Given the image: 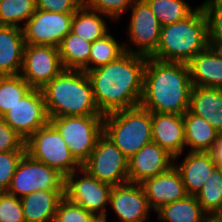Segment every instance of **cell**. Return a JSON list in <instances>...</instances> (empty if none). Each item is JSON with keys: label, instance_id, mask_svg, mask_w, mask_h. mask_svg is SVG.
Returning <instances> with one entry per match:
<instances>
[{"label": "cell", "instance_id": "6da1fadb", "mask_svg": "<svg viewBox=\"0 0 222 222\" xmlns=\"http://www.w3.org/2000/svg\"><path fill=\"white\" fill-rule=\"evenodd\" d=\"M146 62V56L125 52L107 65L87 72L103 115L139 106Z\"/></svg>", "mask_w": 222, "mask_h": 222}, {"label": "cell", "instance_id": "7a4b0ae2", "mask_svg": "<svg viewBox=\"0 0 222 222\" xmlns=\"http://www.w3.org/2000/svg\"><path fill=\"white\" fill-rule=\"evenodd\" d=\"M192 89L188 64L147 57L139 106L154 113L183 115L189 110Z\"/></svg>", "mask_w": 222, "mask_h": 222}, {"label": "cell", "instance_id": "3957f363", "mask_svg": "<svg viewBox=\"0 0 222 222\" xmlns=\"http://www.w3.org/2000/svg\"><path fill=\"white\" fill-rule=\"evenodd\" d=\"M41 91L49 119L103 115L95 102L91 81L83 70L63 69Z\"/></svg>", "mask_w": 222, "mask_h": 222}, {"label": "cell", "instance_id": "277c9868", "mask_svg": "<svg viewBox=\"0 0 222 222\" xmlns=\"http://www.w3.org/2000/svg\"><path fill=\"white\" fill-rule=\"evenodd\" d=\"M184 20L161 26L156 51L160 61L188 63L209 45L207 18L201 5Z\"/></svg>", "mask_w": 222, "mask_h": 222}, {"label": "cell", "instance_id": "5b68a950", "mask_svg": "<svg viewBox=\"0 0 222 222\" xmlns=\"http://www.w3.org/2000/svg\"><path fill=\"white\" fill-rule=\"evenodd\" d=\"M103 134L129 159L152 142L151 112L137 106L104 115Z\"/></svg>", "mask_w": 222, "mask_h": 222}, {"label": "cell", "instance_id": "8992f818", "mask_svg": "<svg viewBox=\"0 0 222 222\" xmlns=\"http://www.w3.org/2000/svg\"><path fill=\"white\" fill-rule=\"evenodd\" d=\"M25 147L26 153L32 158L52 167L64 177L82 168L50 122L34 132L25 141Z\"/></svg>", "mask_w": 222, "mask_h": 222}, {"label": "cell", "instance_id": "52a82bcc", "mask_svg": "<svg viewBox=\"0 0 222 222\" xmlns=\"http://www.w3.org/2000/svg\"><path fill=\"white\" fill-rule=\"evenodd\" d=\"M104 115L63 116L51 118L71 154L82 165L91 155L103 134Z\"/></svg>", "mask_w": 222, "mask_h": 222}, {"label": "cell", "instance_id": "ba28073f", "mask_svg": "<svg viewBox=\"0 0 222 222\" xmlns=\"http://www.w3.org/2000/svg\"><path fill=\"white\" fill-rule=\"evenodd\" d=\"M79 174L81 176L75 171L65 177L64 196L92 213L99 220L107 222L105 206L109 205L113 186L90 176L82 168L79 170Z\"/></svg>", "mask_w": 222, "mask_h": 222}, {"label": "cell", "instance_id": "9c48e42d", "mask_svg": "<svg viewBox=\"0 0 222 222\" xmlns=\"http://www.w3.org/2000/svg\"><path fill=\"white\" fill-rule=\"evenodd\" d=\"M90 176L112 186L129 182L128 158L102 134L89 158L82 164Z\"/></svg>", "mask_w": 222, "mask_h": 222}, {"label": "cell", "instance_id": "30bf717a", "mask_svg": "<svg viewBox=\"0 0 222 222\" xmlns=\"http://www.w3.org/2000/svg\"><path fill=\"white\" fill-rule=\"evenodd\" d=\"M65 177L25 153L21 158L7 192L22 198L38 190H64Z\"/></svg>", "mask_w": 222, "mask_h": 222}, {"label": "cell", "instance_id": "8fae6325", "mask_svg": "<svg viewBox=\"0 0 222 222\" xmlns=\"http://www.w3.org/2000/svg\"><path fill=\"white\" fill-rule=\"evenodd\" d=\"M59 49L50 45L26 44L20 76L33 89H42L62 70Z\"/></svg>", "mask_w": 222, "mask_h": 222}, {"label": "cell", "instance_id": "7c38bea8", "mask_svg": "<svg viewBox=\"0 0 222 222\" xmlns=\"http://www.w3.org/2000/svg\"><path fill=\"white\" fill-rule=\"evenodd\" d=\"M2 119L26 141L50 122L41 89H32Z\"/></svg>", "mask_w": 222, "mask_h": 222}, {"label": "cell", "instance_id": "4fadbf2b", "mask_svg": "<svg viewBox=\"0 0 222 222\" xmlns=\"http://www.w3.org/2000/svg\"><path fill=\"white\" fill-rule=\"evenodd\" d=\"M128 34L130 43L137 45V50L124 45L125 52L150 57L158 46L161 25L145 0H137L131 7Z\"/></svg>", "mask_w": 222, "mask_h": 222}, {"label": "cell", "instance_id": "5bb4252c", "mask_svg": "<svg viewBox=\"0 0 222 222\" xmlns=\"http://www.w3.org/2000/svg\"><path fill=\"white\" fill-rule=\"evenodd\" d=\"M73 14L36 9L22 27L25 44L58 47L62 39L71 32Z\"/></svg>", "mask_w": 222, "mask_h": 222}, {"label": "cell", "instance_id": "9a60e30c", "mask_svg": "<svg viewBox=\"0 0 222 222\" xmlns=\"http://www.w3.org/2000/svg\"><path fill=\"white\" fill-rule=\"evenodd\" d=\"M109 205L120 222H146L150 206L141 184L127 182L112 187Z\"/></svg>", "mask_w": 222, "mask_h": 222}, {"label": "cell", "instance_id": "2e32d148", "mask_svg": "<svg viewBox=\"0 0 222 222\" xmlns=\"http://www.w3.org/2000/svg\"><path fill=\"white\" fill-rule=\"evenodd\" d=\"M174 157L158 144L151 142L128 159V179L130 183H143L146 179L168 171Z\"/></svg>", "mask_w": 222, "mask_h": 222}, {"label": "cell", "instance_id": "e0dca14e", "mask_svg": "<svg viewBox=\"0 0 222 222\" xmlns=\"http://www.w3.org/2000/svg\"><path fill=\"white\" fill-rule=\"evenodd\" d=\"M152 142L178 160L185 148L183 115L151 112Z\"/></svg>", "mask_w": 222, "mask_h": 222}, {"label": "cell", "instance_id": "ac0fdd59", "mask_svg": "<svg viewBox=\"0 0 222 222\" xmlns=\"http://www.w3.org/2000/svg\"><path fill=\"white\" fill-rule=\"evenodd\" d=\"M141 185L151 210L155 212L162 206L184 199L188 195L182 177L175 166L165 173L146 179Z\"/></svg>", "mask_w": 222, "mask_h": 222}, {"label": "cell", "instance_id": "d6986e66", "mask_svg": "<svg viewBox=\"0 0 222 222\" xmlns=\"http://www.w3.org/2000/svg\"><path fill=\"white\" fill-rule=\"evenodd\" d=\"M187 64L193 86L222 88V49L209 46Z\"/></svg>", "mask_w": 222, "mask_h": 222}, {"label": "cell", "instance_id": "ffe728a7", "mask_svg": "<svg viewBox=\"0 0 222 222\" xmlns=\"http://www.w3.org/2000/svg\"><path fill=\"white\" fill-rule=\"evenodd\" d=\"M25 45L22 28L0 25V76L20 74Z\"/></svg>", "mask_w": 222, "mask_h": 222}, {"label": "cell", "instance_id": "44dd1931", "mask_svg": "<svg viewBox=\"0 0 222 222\" xmlns=\"http://www.w3.org/2000/svg\"><path fill=\"white\" fill-rule=\"evenodd\" d=\"M175 168L179 171L188 195L196 196L211 172L215 162L209 152H188Z\"/></svg>", "mask_w": 222, "mask_h": 222}, {"label": "cell", "instance_id": "7402d4cb", "mask_svg": "<svg viewBox=\"0 0 222 222\" xmlns=\"http://www.w3.org/2000/svg\"><path fill=\"white\" fill-rule=\"evenodd\" d=\"M64 190H38L20 198L25 222H54Z\"/></svg>", "mask_w": 222, "mask_h": 222}, {"label": "cell", "instance_id": "603a6c76", "mask_svg": "<svg viewBox=\"0 0 222 222\" xmlns=\"http://www.w3.org/2000/svg\"><path fill=\"white\" fill-rule=\"evenodd\" d=\"M189 110L222 132V88L193 86Z\"/></svg>", "mask_w": 222, "mask_h": 222}, {"label": "cell", "instance_id": "cb8c5ba5", "mask_svg": "<svg viewBox=\"0 0 222 222\" xmlns=\"http://www.w3.org/2000/svg\"><path fill=\"white\" fill-rule=\"evenodd\" d=\"M185 147L190 152H209L217 139L218 132L203 118L187 110L183 114Z\"/></svg>", "mask_w": 222, "mask_h": 222}, {"label": "cell", "instance_id": "d4e9b609", "mask_svg": "<svg viewBox=\"0 0 222 222\" xmlns=\"http://www.w3.org/2000/svg\"><path fill=\"white\" fill-rule=\"evenodd\" d=\"M158 219L164 222H205L209 215L198 203L196 196L168 203L156 211Z\"/></svg>", "mask_w": 222, "mask_h": 222}, {"label": "cell", "instance_id": "484cf974", "mask_svg": "<svg viewBox=\"0 0 222 222\" xmlns=\"http://www.w3.org/2000/svg\"><path fill=\"white\" fill-rule=\"evenodd\" d=\"M102 15L82 4L73 14L71 32L91 43L102 38L109 32Z\"/></svg>", "mask_w": 222, "mask_h": 222}, {"label": "cell", "instance_id": "4316f807", "mask_svg": "<svg viewBox=\"0 0 222 222\" xmlns=\"http://www.w3.org/2000/svg\"><path fill=\"white\" fill-rule=\"evenodd\" d=\"M92 43L69 32L58 46L64 69L82 70L89 61Z\"/></svg>", "mask_w": 222, "mask_h": 222}, {"label": "cell", "instance_id": "83f0119b", "mask_svg": "<svg viewBox=\"0 0 222 222\" xmlns=\"http://www.w3.org/2000/svg\"><path fill=\"white\" fill-rule=\"evenodd\" d=\"M125 53L124 44L119 43L109 32L92 42L88 64L82 69L86 73L107 65Z\"/></svg>", "mask_w": 222, "mask_h": 222}, {"label": "cell", "instance_id": "f1b7e54d", "mask_svg": "<svg viewBox=\"0 0 222 222\" xmlns=\"http://www.w3.org/2000/svg\"><path fill=\"white\" fill-rule=\"evenodd\" d=\"M151 7L161 26L184 20L197 7H191L185 0H145Z\"/></svg>", "mask_w": 222, "mask_h": 222}, {"label": "cell", "instance_id": "f546056e", "mask_svg": "<svg viewBox=\"0 0 222 222\" xmlns=\"http://www.w3.org/2000/svg\"><path fill=\"white\" fill-rule=\"evenodd\" d=\"M196 199L209 216H218L222 211V173L216 168L197 193Z\"/></svg>", "mask_w": 222, "mask_h": 222}, {"label": "cell", "instance_id": "4dcf8cb0", "mask_svg": "<svg viewBox=\"0 0 222 222\" xmlns=\"http://www.w3.org/2000/svg\"><path fill=\"white\" fill-rule=\"evenodd\" d=\"M32 89L20 75L0 76V118Z\"/></svg>", "mask_w": 222, "mask_h": 222}, {"label": "cell", "instance_id": "1f68e13d", "mask_svg": "<svg viewBox=\"0 0 222 222\" xmlns=\"http://www.w3.org/2000/svg\"><path fill=\"white\" fill-rule=\"evenodd\" d=\"M36 12V0H2L0 2V25L22 28Z\"/></svg>", "mask_w": 222, "mask_h": 222}, {"label": "cell", "instance_id": "d6a6232c", "mask_svg": "<svg viewBox=\"0 0 222 222\" xmlns=\"http://www.w3.org/2000/svg\"><path fill=\"white\" fill-rule=\"evenodd\" d=\"M201 7L207 18L209 45L222 49V0H205Z\"/></svg>", "mask_w": 222, "mask_h": 222}, {"label": "cell", "instance_id": "836d02e7", "mask_svg": "<svg viewBox=\"0 0 222 222\" xmlns=\"http://www.w3.org/2000/svg\"><path fill=\"white\" fill-rule=\"evenodd\" d=\"M92 213L76 203L69 201L65 196L59 201L54 222H98Z\"/></svg>", "mask_w": 222, "mask_h": 222}, {"label": "cell", "instance_id": "e575fe53", "mask_svg": "<svg viewBox=\"0 0 222 222\" xmlns=\"http://www.w3.org/2000/svg\"><path fill=\"white\" fill-rule=\"evenodd\" d=\"M137 0H83V4L103 16L119 20Z\"/></svg>", "mask_w": 222, "mask_h": 222}, {"label": "cell", "instance_id": "d590c367", "mask_svg": "<svg viewBox=\"0 0 222 222\" xmlns=\"http://www.w3.org/2000/svg\"><path fill=\"white\" fill-rule=\"evenodd\" d=\"M26 151L0 152V192H7L17 166Z\"/></svg>", "mask_w": 222, "mask_h": 222}, {"label": "cell", "instance_id": "8d00e7d4", "mask_svg": "<svg viewBox=\"0 0 222 222\" xmlns=\"http://www.w3.org/2000/svg\"><path fill=\"white\" fill-rule=\"evenodd\" d=\"M0 222H25L20 198L0 192Z\"/></svg>", "mask_w": 222, "mask_h": 222}, {"label": "cell", "instance_id": "74e56055", "mask_svg": "<svg viewBox=\"0 0 222 222\" xmlns=\"http://www.w3.org/2000/svg\"><path fill=\"white\" fill-rule=\"evenodd\" d=\"M26 151L25 141L0 118V152Z\"/></svg>", "mask_w": 222, "mask_h": 222}, {"label": "cell", "instance_id": "f35d334b", "mask_svg": "<svg viewBox=\"0 0 222 222\" xmlns=\"http://www.w3.org/2000/svg\"><path fill=\"white\" fill-rule=\"evenodd\" d=\"M83 0H36V9L58 13H74Z\"/></svg>", "mask_w": 222, "mask_h": 222}, {"label": "cell", "instance_id": "ab89813d", "mask_svg": "<svg viewBox=\"0 0 222 222\" xmlns=\"http://www.w3.org/2000/svg\"><path fill=\"white\" fill-rule=\"evenodd\" d=\"M209 153L211 154L212 159H222V132L218 133L217 139Z\"/></svg>", "mask_w": 222, "mask_h": 222}, {"label": "cell", "instance_id": "60d3db41", "mask_svg": "<svg viewBox=\"0 0 222 222\" xmlns=\"http://www.w3.org/2000/svg\"><path fill=\"white\" fill-rule=\"evenodd\" d=\"M215 162V168L222 173V159H213Z\"/></svg>", "mask_w": 222, "mask_h": 222}, {"label": "cell", "instance_id": "b9f144b4", "mask_svg": "<svg viewBox=\"0 0 222 222\" xmlns=\"http://www.w3.org/2000/svg\"><path fill=\"white\" fill-rule=\"evenodd\" d=\"M205 222H222L218 216H209Z\"/></svg>", "mask_w": 222, "mask_h": 222}, {"label": "cell", "instance_id": "7bdbcfd3", "mask_svg": "<svg viewBox=\"0 0 222 222\" xmlns=\"http://www.w3.org/2000/svg\"><path fill=\"white\" fill-rule=\"evenodd\" d=\"M218 217L222 220V211L218 214Z\"/></svg>", "mask_w": 222, "mask_h": 222}]
</instances>
